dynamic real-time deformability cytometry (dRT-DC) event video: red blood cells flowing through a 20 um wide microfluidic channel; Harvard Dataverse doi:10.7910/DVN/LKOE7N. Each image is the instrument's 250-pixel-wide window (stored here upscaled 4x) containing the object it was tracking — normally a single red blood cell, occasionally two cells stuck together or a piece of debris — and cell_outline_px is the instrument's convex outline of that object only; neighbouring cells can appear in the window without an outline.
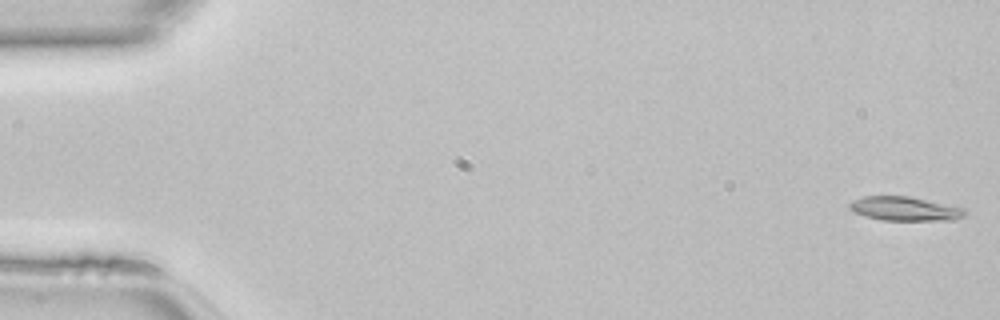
{"species": "common noctule bat (a hibernating species)", "species_latin": "Nyctalus noctula", "temperature_condition": "room temperature", "stored_images_in_passage": 7, "camera_frame_rate_fps": 3000, "um_per_image_px": 0.085, "animal": {"sex": "female", "body_mass_g": 22.7, "forearm_length_mm": 54.2}, "frame": {"image": 1, "passage_image": 1, "time_ms": 0.0, "image_size_px": [1000, 320], "cell_outline_px": [[968, 212], [964, 216], [952, 220], [884, 220], [864, 216], [852, 212], [848, 208], [848, 204], [852, 200], [864, 196], [912, 196], [964, 208]], "centroid_in_image_um": [76.89, 17.73], "position_along_channel_um": 8.1, "area_um2": 16.36}}